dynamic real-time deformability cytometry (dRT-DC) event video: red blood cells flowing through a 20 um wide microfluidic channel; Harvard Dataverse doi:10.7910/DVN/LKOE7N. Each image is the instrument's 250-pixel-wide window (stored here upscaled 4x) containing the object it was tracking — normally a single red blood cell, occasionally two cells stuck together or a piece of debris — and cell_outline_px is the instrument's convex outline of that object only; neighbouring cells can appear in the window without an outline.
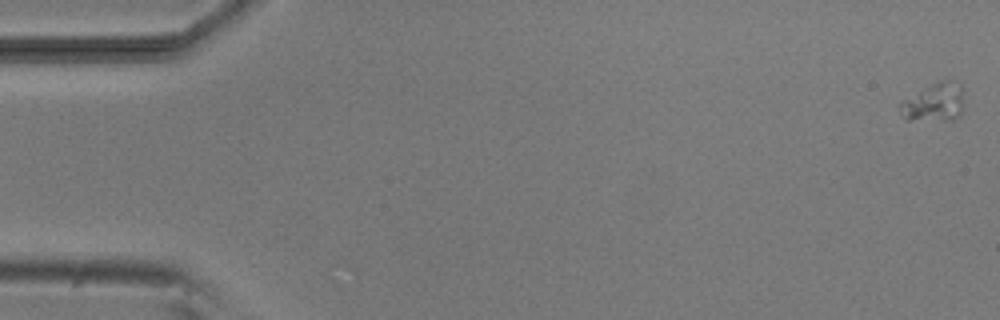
{"species": "common noctule bat (a hibernating species)", "species_latin": "Nyctalus noctula", "temperature_condition": "room temperature", "stored_images_in_passage": 5, "camera_frame_rate_fps": 3000, "um_per_image_px": 0.085, "animal": {"sex": "male", "body_mass_g": 20.5, "forearm_length_mm": 52.5}, "frame": {"image": 1, "passage_image": 1, "time_ms": 0.0, "image_size_px": [1000, 320], "cell_outline_px": [[964, 104], [960, 116], [952, 120], [904, 120], [900, 112], [900, 100], [940, 80], [948, 80], [960, 88]], "centroid_in_image_um": [79.36, 8.75], "position_along_channel_um": 5.6, "area_um2": 14.28}}
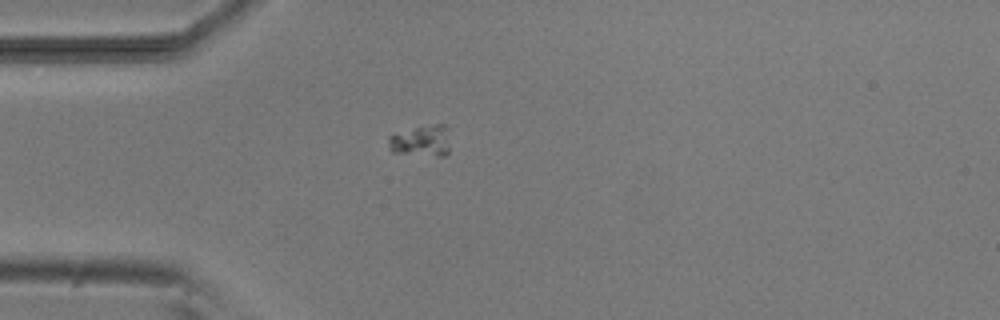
{"frame": {"image": 2, "passage_image": 5, "time_ms": 4.667, "image_size_px": [1000, 320], "cell_outline_px": [[448, 152], [444, 156], [440, 156], [392, 152], [388, 148], [388, 136], [416, 128], [436, 124], [448, 124]], "centroid_in_image_um": [35.83, 11.98], "position_along_channel_um": 49.2, "area_um2": 11.04}}